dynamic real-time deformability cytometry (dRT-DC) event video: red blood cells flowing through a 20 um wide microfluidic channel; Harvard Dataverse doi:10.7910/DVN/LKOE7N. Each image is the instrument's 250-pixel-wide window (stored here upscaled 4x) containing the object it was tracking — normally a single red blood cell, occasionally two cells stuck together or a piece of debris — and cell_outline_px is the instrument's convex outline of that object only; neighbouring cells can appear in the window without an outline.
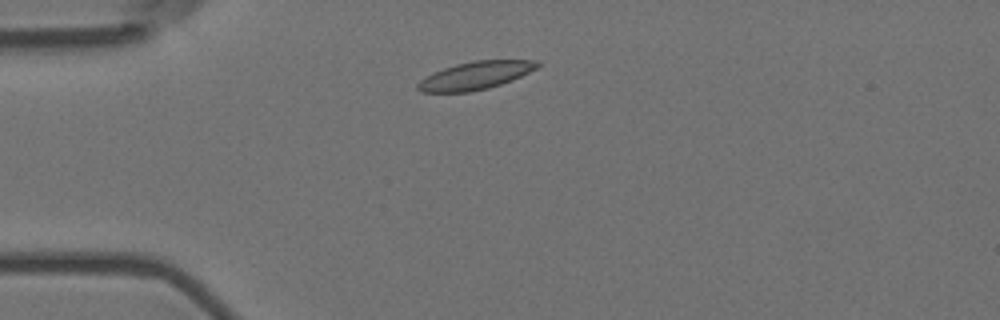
{"species": "Egyptian fruit bat (a non-hibernating species)", "species_latin": "Rousettus aegyptiacus", "temperature_condition": "room temperature", "stored_images_in_passage": 5, "camera_frame_rate_fps": 3000, "um_per_image_px": 0.085, "animal": {"sex": "female"}, "frame": {"image": 1, "passage_image": 2, "time_ms": 0.333, "image_size_px": [1000, 320], "cell_outline_px": [[540, 64], [536, 68], [512, 80], [488, 88], [468, 92], [420, 92], [416, 88], [416, 84], [420, 80], [444, 68], [456, 64], [472, 60], [536, 60]], "centroid_in_image_um": [40.39, 6.42], "position_along_channel_um": 44.6, "area_um2": 19.19}}
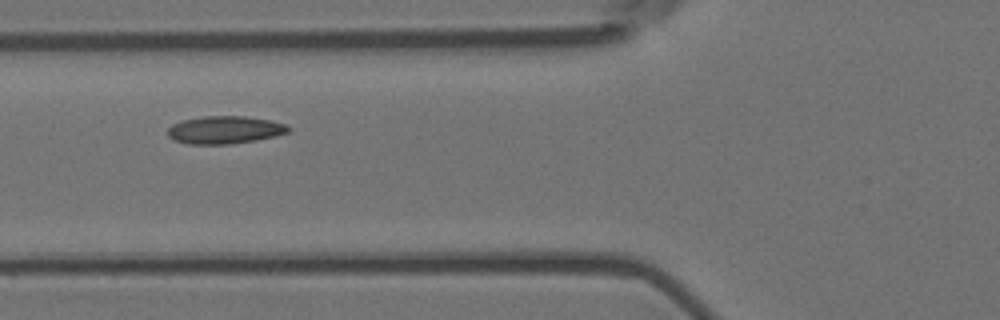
{"frame": {"image": 2, "passage_image": 4, "time_ms": 1.0, "image_size_px": [1000, 320], "cell_outline_px": [[292, 128], [288, 132], [276, 136], [256, 140], [228, 144], [188, 144], [172, 140], [168, 136], [168, 128], [172, 124], [180, 120], [204, 116], [244, 116], [268, 120], [284, 124]], "centroid_in_image_um": [19.06, 11.04], "position_along_channel_um": 106.7, "area_um2": 19.54}}
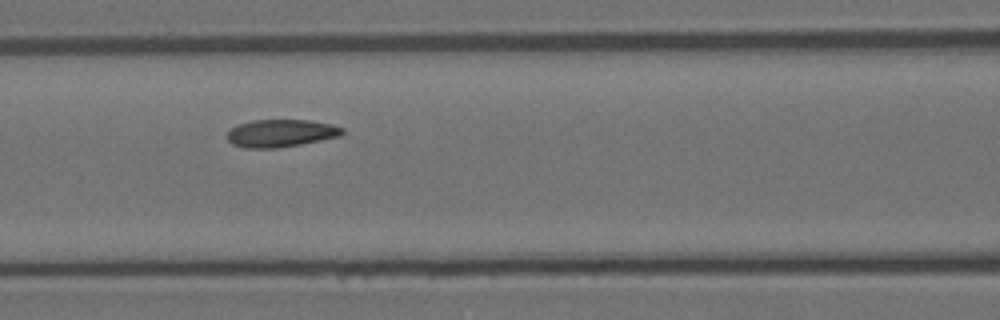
{"frame": {"image": 3, "passage_image": 5, "time_ms": 1.333, "image_size_px": [1000, 320], "cell_outline_px": [[344, 132], [340, 136], [300, 144], [276, 148], [244, 148], [232, 144], [228, 140], [228, 132], [236, 124], [252, 120], [308, 120], [332, 124], [344, 128]], "centroid_in_image_um": [23.86, 11.32], "position_along_channel_um": 142.7, "area_um2": 18.5}}